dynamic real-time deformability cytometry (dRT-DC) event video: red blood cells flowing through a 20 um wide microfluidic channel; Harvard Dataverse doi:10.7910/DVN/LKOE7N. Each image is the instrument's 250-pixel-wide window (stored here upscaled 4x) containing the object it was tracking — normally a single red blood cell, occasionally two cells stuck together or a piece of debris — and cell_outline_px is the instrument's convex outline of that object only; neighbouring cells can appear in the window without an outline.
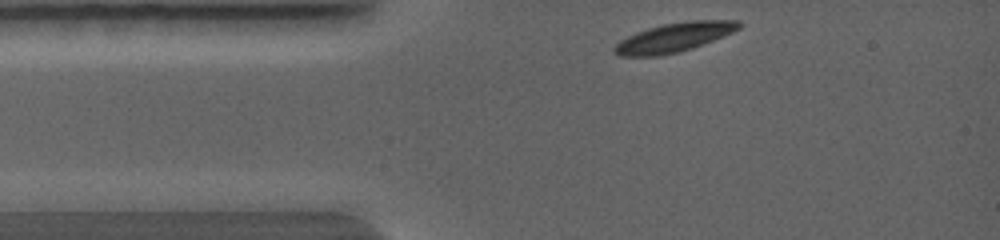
{"species": "common noctule bat (a hibernating species)", "species_latin": "Nyctalus noctula", "temperature_condition": "warm", "stored_images_in_passage": 51, "camera_frame_rate_fps": 5000, "um_per_image_px": 0.085, "animal": {"sex": "female", "body_mass_g": 19.0, "forearm_length_mm": 56.7}, "frame": {"image": 1, "passage_image": 1, "time_ms": 0.0, "image_size_px": [1000, 240], "cell_outline_px": [[744, 24], [740, 28], [732, 32], [692, 48], [680, 52], [660, 56], [620, 56], [612, 52], [612, 48], [620, 40], [636, 32], [660, 24], [688, 20], [740, 20]], "centroid_in_image_um": [57.28, 3.17], "position_along_channel_um": 27.7, "area_um2": 21.33}}
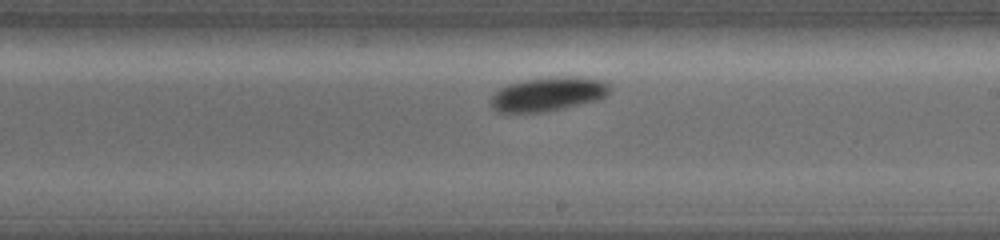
{"frame": {"image": 2, "passage_image": 30, "time_ms": 4.4, "image_size_px": [1000, 240], "cell_outline_px": [[612, 88], [608, 96], [600, 100], [544, 112], [500, 112], [492, 108], [488, 100], [500, 88], [512, 84], [528, 80], [572, 76], [600, 80], [608, 84]], "centroid_in_image_um": [46.63, 8.02], "position_along_channel_um": 242.4, "area_um2": 23.29}}
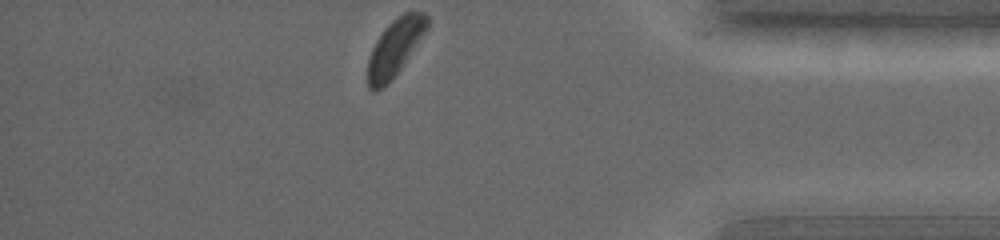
{"frame": {"image": 3, "passage_image": 51, "time_ms": 7.8, "image_size_px": [1000, 240], "cell_outline_px": [[428, 28], [400, 68], [376, 92], [372, 92], [368, 88], [368, 60], [372, 48], [376, 40], [384, 28], [396, 16], [404, 12], [424, 12], [428, 16]], "centroid_in_image_um": [33.56, 3.99], "position_along_channel_um": 401.6, "area_um2": 19.19}}